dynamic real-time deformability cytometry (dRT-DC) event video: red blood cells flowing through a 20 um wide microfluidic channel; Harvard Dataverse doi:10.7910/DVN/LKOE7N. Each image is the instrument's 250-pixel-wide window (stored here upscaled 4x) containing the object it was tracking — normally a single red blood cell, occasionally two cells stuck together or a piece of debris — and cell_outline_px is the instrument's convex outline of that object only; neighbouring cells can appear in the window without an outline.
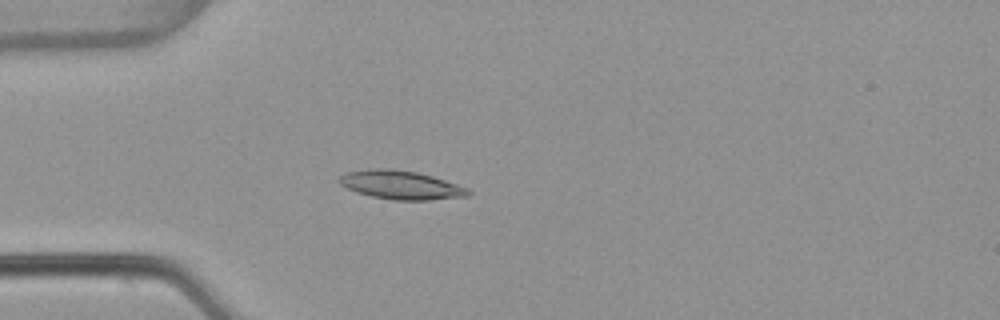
{"species": "common noctule bat (a hibernating species)", "species_latin": "Nyctalus noctula", "temperature_condition": "warm", "stored_images_in_passage": 4, "camera_frame_rate_fps": 3000, "um_per_image_px": 0.085, "animal": {"sex": "female", "body_mass_g": 22.7, "forearm_length_mm": 54.2}, "frame": {"image": 1, "passage_image": 4, "time_ms": 1.0, "image_size_px": [1000, 320], "cell_outline_px": [[472, 192], [468, 196], [428, 200], [392, 200], [372, 196], [356, 192], [340, 184], [336, 180], [344, 172], [376, 168], [392, 168], [416, 172], [432, 176], [468, 188]], "centroid_in_image_um": [34.05, 15.72], "position_along_channel_um": 51.0, "area_um2": 21.56}}